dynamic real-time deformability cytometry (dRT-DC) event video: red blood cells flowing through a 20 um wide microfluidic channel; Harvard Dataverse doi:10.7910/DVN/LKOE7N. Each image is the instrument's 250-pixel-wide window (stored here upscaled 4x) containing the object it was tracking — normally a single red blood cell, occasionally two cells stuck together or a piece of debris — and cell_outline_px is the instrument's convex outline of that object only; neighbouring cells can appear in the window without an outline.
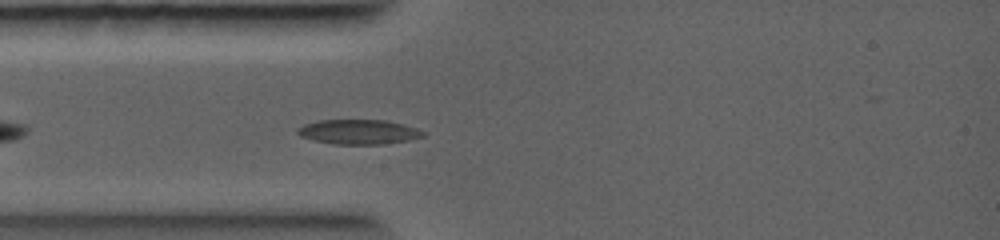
{"species": "common noctule bat (a hibernating species)", "species_latin": "Nyctalus noctula", "temperature_condition": "warm", "stored_images_in_passage": 5, "camera_frame_rate_fps": 5000, "um_per_image_px": 0.085, "animal": {"sex": "female", "body_mass_g": 19.0, "forearm_length_mm": 56.7}, "frame": {"image": 1, "passage_image": 2, "time_ms": 0.6, "image_size_px": [1000, 240], "cell_outline_px": [[424, 136], [408, 140], [384, 144], [332, 144], [312, 140], [300, 136], [296, 132], [296, 128], [304, 124], [320, 120], [384, 120], [404, 124], [416, 128], [424, 132]], "centroid_in_image_um": [30.44, 11.21], "position_along_channel_um": 54.6, "area_um2": 18.09}}